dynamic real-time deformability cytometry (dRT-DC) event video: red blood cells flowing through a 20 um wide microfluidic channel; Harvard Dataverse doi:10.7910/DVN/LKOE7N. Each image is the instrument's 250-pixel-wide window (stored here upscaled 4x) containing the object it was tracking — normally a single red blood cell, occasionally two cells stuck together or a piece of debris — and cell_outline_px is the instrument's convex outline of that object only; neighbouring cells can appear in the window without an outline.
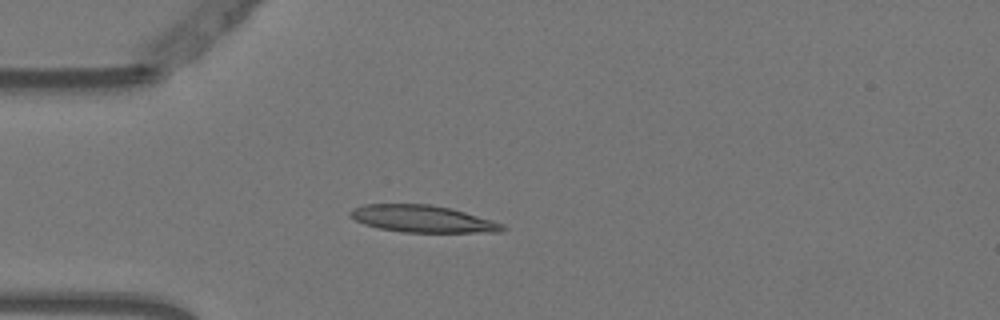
{"species": "Egyptian fruit bat (a non-hibernating species)", "species_latin": "Rousettus aegyptiacus", "temperature_condition": "warm", "stored_images_in_passage": 40, "camera_frame_rate_fps": 3000, "um_per_image_px": 0.085, "animal": {"sex": "female"}, "frame": {"image": 1, "passage_image": 1, "time_ms": 0.0, "image_size_px": [1000, 320], "cell_outline_px": [[508, 228], [500, 232], [400, 232], [380, 228], [364, 224], [348, 216], [348, 212], [352, 208], [364, 204], [428, 204], [452, 208], [492, 220], [504, 224]], "centroid_in_image_um": [35.91, 18.6], "position_along_channel_um": 49.1, "area_um2": 24.1}}
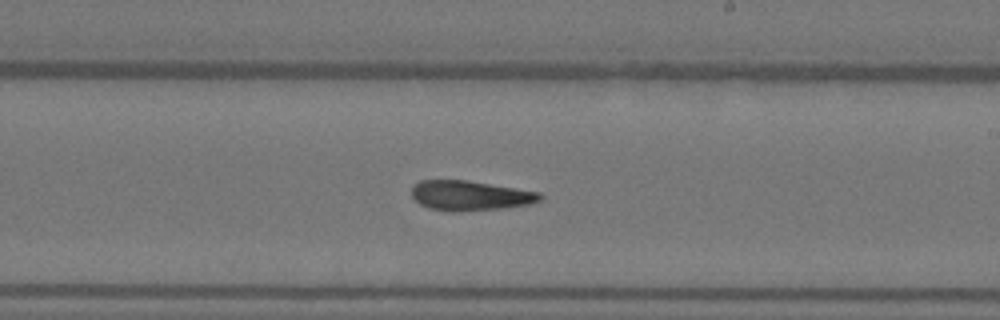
{"frame": {"image": 2, "passage_image": 18, "time_ms": 5.667, "image_size_px": [1000, 320], "cell_outline_px": [[544, 196], [540, 200], [532, 204], [504, 208], [452, 212], [428, 208], [420, 204], [412, 196], [412, 184], [420, 180], [464, 180], [516, 188], [540, 192]], "centroid_in_image_um": [39.96, 16.63], "position_along_channel_um": 249.0, "area_um2": 22.43}}
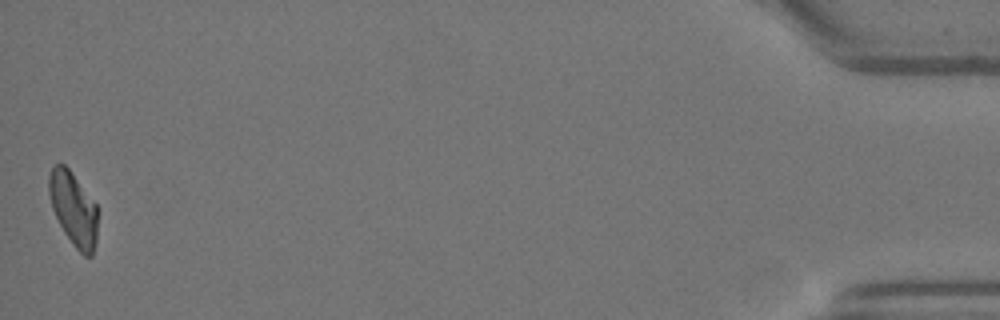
{"frame": {"image": 3, "passage_image": 40, "time_ms": 13.0, "image_size_px": [1000, 320], "cell_outline_px": [[96, 240], [92, 256], [84, 256], [72, 244], [64, 232], [52, 208], [48, 192], [48, 176], [52, 168], [56, 164], [64, 164], [72, 172], [96, 204]], "centroid_in_image_um": [6.22, 17.74], "position_along_channel_um": 429.0, "area_um2": 20.69}, "authors_computed_cell_mechanics": {"area_um2": 22.6287, "velocity_mm_per_s": 3.7394, "shape_relaxation_time_tau1_ms": null, "shape_relaxation_time_tau2_ms": 5.2237, "deformation_change_tau1": null, "deformation_change_tau2": 0.1577}}